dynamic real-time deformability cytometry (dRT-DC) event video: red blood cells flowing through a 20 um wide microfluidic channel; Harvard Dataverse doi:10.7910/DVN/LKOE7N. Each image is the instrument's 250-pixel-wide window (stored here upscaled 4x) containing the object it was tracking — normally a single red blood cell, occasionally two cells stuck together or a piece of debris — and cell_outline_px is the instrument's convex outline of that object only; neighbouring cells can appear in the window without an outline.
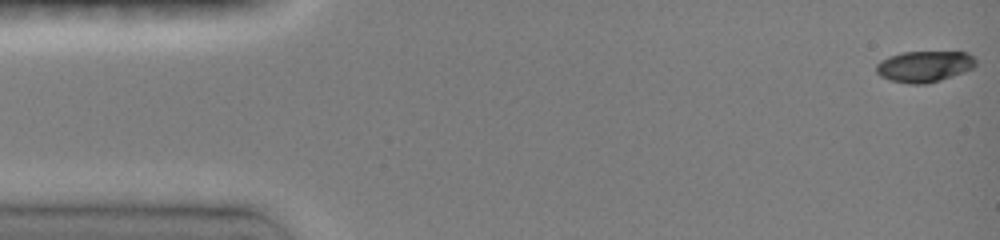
{"species": "common noctule bat (a hibernating species)", "species_latin": "Nyctalus noctula", "temperature_condition": "room temperature", "stored_images_in_passage": 41, "camera_frame_rate_fps": 3000, "um_per_image_px": 0.085, "animal": {"sex": "female", "body_mass_g": 19.0, "forearm_length_mm": 51.5}, "frame": {"image": 1, "passage_image": 1, "time_ms": 0.0, "image_size_px": [1000, 240], "cell_outline_px": [[976, 64], [972, 68], [964, 72], [940, 80], [924, 84], [908, 84], [888, 80], [880, 76], [876, 72], [876, 64], [880, 60], [888, 56], [900, 52], [968, 52], [976, 60]], "centroid_in_image_um": [78.53, 5.64], "position_along_channel_um": 6.5, "area_um2": 18.21}}
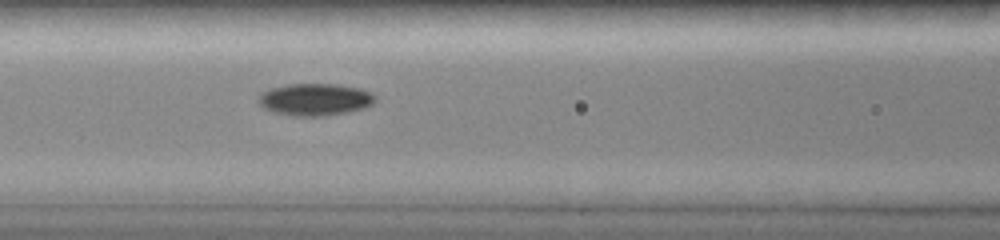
{"frame": {"image": 2, "passage_image": 19, "time_ms": 6.333, "image_size_px": [1000, 240], "cell_outline_px": [[376, 100], [372, 104], [364, 108], [348, 112], [324, 116], [292, 116], [276, 112], [264, 108], [260, 104], [260, 96], [268, 88], [288, 84], [336, 84], [360, 88], [372, 92], [376, 96]], "centroid_in_image_um": [26.83, 8.45], "position_along_channel_um": 139.8, "area_um2": 21.85}}
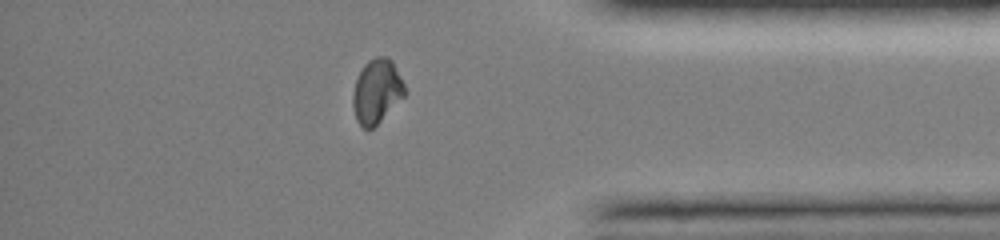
{"frame": {"image": 3, "passage_image": 37, "time_ms": 13.0, "image_size_px": [1000, 240], "cell_outline_px": [[404, 96], [372, 128], [364, 128], [356, 120], [352, 104], [352, 96], [356, 80], [364, 64], [368, 60], [376, 56], [388, 56], [392, 60], [404, 84]], "centroid_in_image_um": [32.0, 7.72], "position_along_channel_um": 403.2, "area_um2": 19.07}, "authors_computed_cell_mechanics": {"area_um2": 20.5768, "velocity_mm_per_s": 4.1047, "shape_relaxation_time_tau1_ms": 8.1889, "shape_relaxation_time_tau2_ms": 6.827, "deformation_change_tau1": 0.2497, "deformation_change_tau2": 0.0627}}